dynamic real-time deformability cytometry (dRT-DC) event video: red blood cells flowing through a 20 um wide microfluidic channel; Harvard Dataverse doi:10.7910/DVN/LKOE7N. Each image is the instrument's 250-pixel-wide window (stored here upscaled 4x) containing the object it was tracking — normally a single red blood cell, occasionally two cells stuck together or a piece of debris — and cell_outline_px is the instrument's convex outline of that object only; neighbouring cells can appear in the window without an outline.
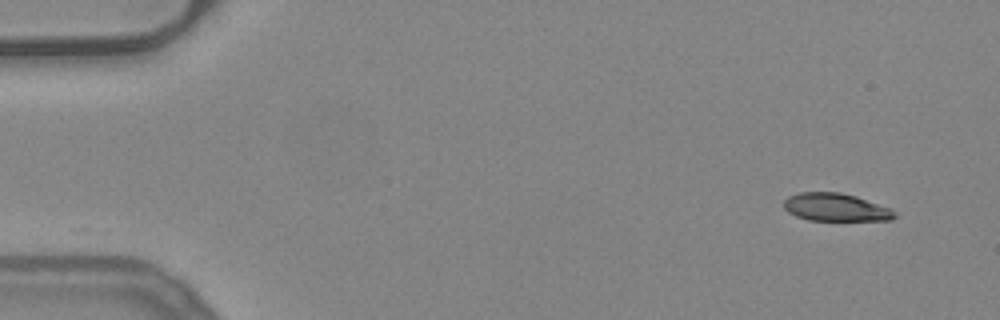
{"species": "common noctule bat (a hibernating species)", "species_latin": "Nyctalus noctula", "temperature_condition": "warm", "stored_images_in_passage": 50, "camera_frame_rate_fps": 3000, "um_per_image_px": 0.085, "animal": {"sex": "female", "body_mass_g": 24.6, "forearm_length_mm": 56.2}, "frame": {"image": 1, "passage_image": 1, "time_ms": 0.0, "image_size_px": [1000, 320], "cell_outline_px": [[896, 216], [892, 220], [808, 220], [796, 216], [788, 212], [784, 208], [784, 200], [788, 196], [800, 192], [840, 192], [856, 196], [892, 208], [896, 212]], "centroid_in_image_um": [71.05, 17.61], "position_along_channel_um": 13.9, "area_um2": 18.09}}
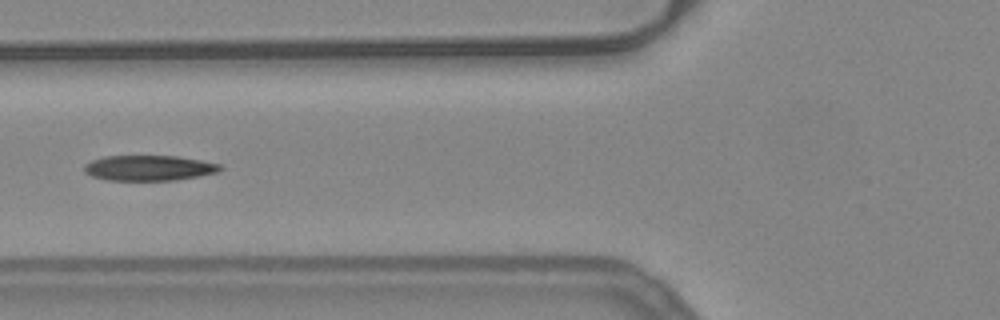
{"frame": {"image": 2, "passage_image": 18, "time_ms": 5.667, "image_size_px": [1000, 320], "cell_outline_px": [[224, 168], [220, 172], [200, 176], [176, 180], [108, 180], [92, 176], [84, 172], [84, 164], [92, 160], [104, 156], [176, 156], [200, 160], [220, 164]], "centroid_in_image_um": [12.69, 14.28], "position_along_channel_um": 113.1, "area_um2": 20.17}}
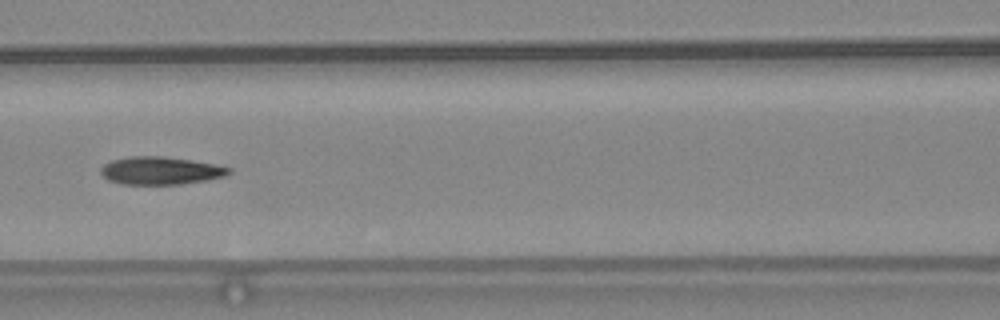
{"frame": {"image": 3, "passage_image": 21, "time_ms": 6.667, "image_size_px": [1000, 320], "cell_outline_px": [[232, 172], [224, 176], [204, 180], [180, 184], [120, 184], [108, 180], [100, 172], [100, 168], [104, 164], [112, 160], [132, 156], [160, 156], [192, 160], [216, 164], [232, 168]], "centroid_in_image_um": [13.64, 14.5], "position_along_channel_um": 153.0, "area_um2": 20.69}, "authors_computed_cell_mechanics": {"area_um2": 20.4612, "velocity_mm_per_s": 3.9277, "shape_relaxation_time_tau1_ms": null, "shape_relaxation_time_tau2_ms": 2.8267, "deformation_change_tau1": null, "deformation_change_tau2": 0.1111}}